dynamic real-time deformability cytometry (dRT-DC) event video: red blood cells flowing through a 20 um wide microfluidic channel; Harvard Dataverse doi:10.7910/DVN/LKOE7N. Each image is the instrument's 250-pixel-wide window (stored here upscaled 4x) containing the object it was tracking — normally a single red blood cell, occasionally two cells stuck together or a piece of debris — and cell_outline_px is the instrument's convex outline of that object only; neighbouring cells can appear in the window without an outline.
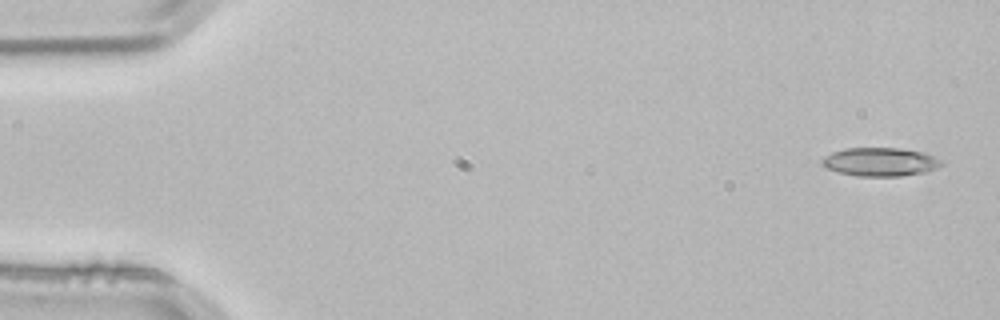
{"species": "common noctule bat (a hibernating species)", "species_latin": "Nyctalus noctula", "temperature_condition": "room temperature", "stored_images_in_passage": 3, "camera_frame_rate_fps": 3000, "um_per_image_px": 0.085, "animal": {"sex": "male", "body_mass_g": 21.5, "forearm_length_mm": 52.0}, "frame": {"image": 1, "passage_image": 1, "time_ms": 0.0, "image_size_px": [1000, 320], "cell_outline_px": [[944, 164], [936, 168], [924, 172], [900, 176], [856, 176], [836, 172], [824, 168], [820, 164], [820, 160], [824, 156], [832, 152], [844, 148], [900, 148], [924, 152], [940, 160]], "centroid_in_image_um": [74.74, 13.76], "position_along_channel_um": 10.3, "area_um2": 20.06}}
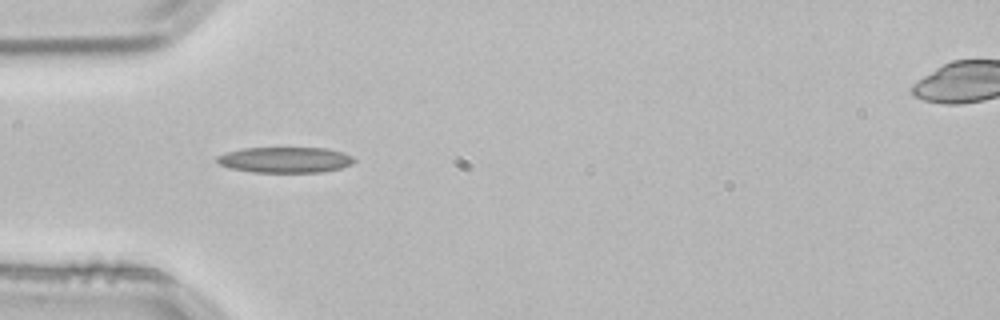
{"frame": {"image": 2, "passage_image": 3, "time_ms": 0.667, "image_size_px": [1000, 320], "cell_outline_px": [[356, 160], [352, 164], [340, 168], [320, 172], [252, 172], [228, 168], [220, 164], [216, 160], [216, 156], [228, 152], [244, 148], [328, 148], [344, 152], [352, 156]], "centroid_in_image_um": [24.25, 13.58], "position_along_channel_um": 60.7, "area_um2": 20.58}}